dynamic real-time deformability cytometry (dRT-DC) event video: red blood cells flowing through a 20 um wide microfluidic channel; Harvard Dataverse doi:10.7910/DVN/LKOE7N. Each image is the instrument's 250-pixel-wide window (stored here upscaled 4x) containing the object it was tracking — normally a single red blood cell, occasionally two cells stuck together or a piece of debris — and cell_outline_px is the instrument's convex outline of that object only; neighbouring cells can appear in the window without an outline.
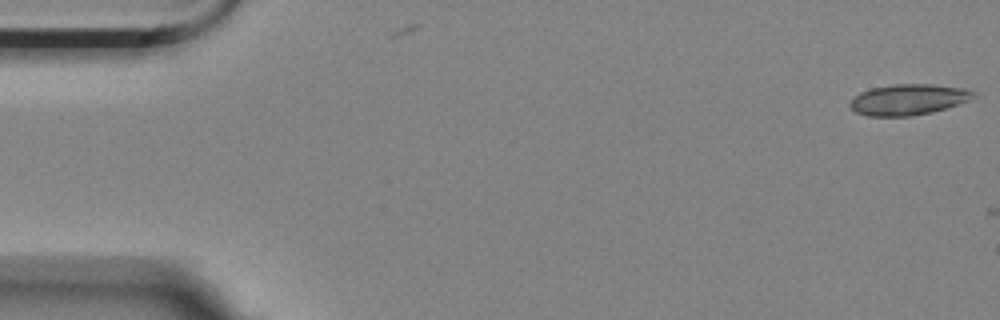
{"species": "Egyptian fruit bat (a non-hibernating species)", "species_latin": "Rousettus aegyptiacus", "temperature_condition": "room temperature", "stored_images_in_passage": 3, "camera_frame_rate_fps": 3000, "um_per_image_px": 0.085, "animal": {"sex": "female"}, "frame": {"image": 1, "passage_image": 1, "time_ms": 0.0, "image_size_px": [1000, 320], "cell_outline_px": [[976, 96], [968, 100], [932, 112], [912, 116], [868, 116], [856, 112], [848, 104], [860, 92], [872, 88], [892, 84], [932, 84], [964, 88], [976, 92]], "centroid_in_image_um": [77.2, 8.46], "position_along_channel_um": 7.8, "area_um2": 22.02}}